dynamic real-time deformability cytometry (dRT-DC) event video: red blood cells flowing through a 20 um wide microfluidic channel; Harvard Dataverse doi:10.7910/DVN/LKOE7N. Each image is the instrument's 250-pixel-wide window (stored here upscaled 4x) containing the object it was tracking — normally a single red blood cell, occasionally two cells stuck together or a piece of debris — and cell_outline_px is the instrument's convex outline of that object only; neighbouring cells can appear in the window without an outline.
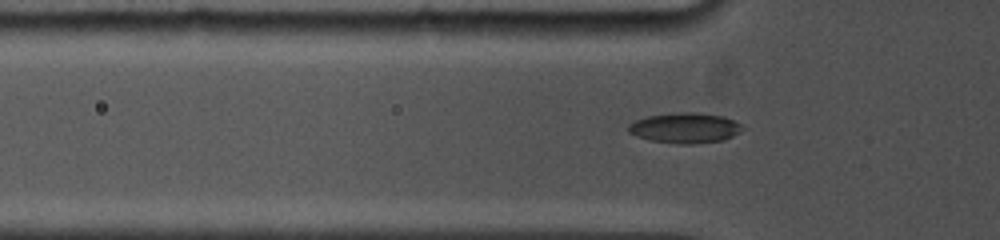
{"species": "common noctule bat (a hibernating species)", "species_latin": "Nyctalus noctula", "temperature_condition": "cold", "stored_images_in_passage": 54, "camera_frame_rate_fps": 5000, "um_per_image_px": 0.085, "animal": {"sex": "female", "body_mass_g": 19.0, "forearm_length_mm": 53.3}, "frame": {"image": 1, "passage_image": 4, "time_ms": 0.6, "image_size_px": [1000, 240], "cell_outline_px": [[744, 128], [740, 132], [724, 140], [692, 144], [680, 144], [648, 140], [636, 136], [628, 132], [628, 124], [636, 120], [648, 116], [684, 112], [692, 112], [724, 116], [740, 124]], "centroid_in_image_um": [58.21, 10.88], "position_along_channel_um": 67.6, "area_um2": 20.06}}
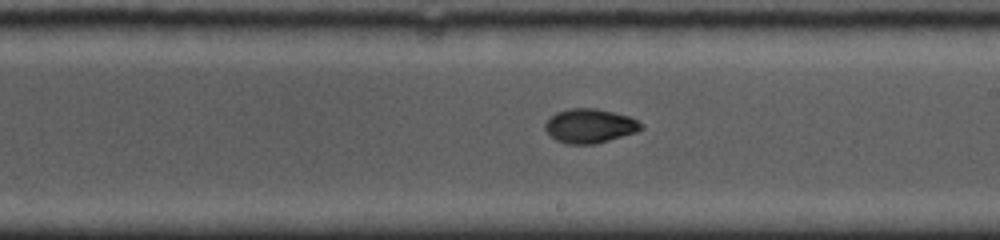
{"frame": {"image": 2, "passage_image": 26, "time_ms": 5.0, "image_size_px": [1000, 240], "cell_outline_px": [[644, 128], [636, 132], [596, 144], [568, 144], [556, 140], [544, 128], [544, 124], [556, 112], [572, 108], [596, 108], [628, 116], [644, 124]], "centroid_in_image_um": [50.15, 10.7], "position_along_channel_um": 238.9, "area_um2": 19.02}}
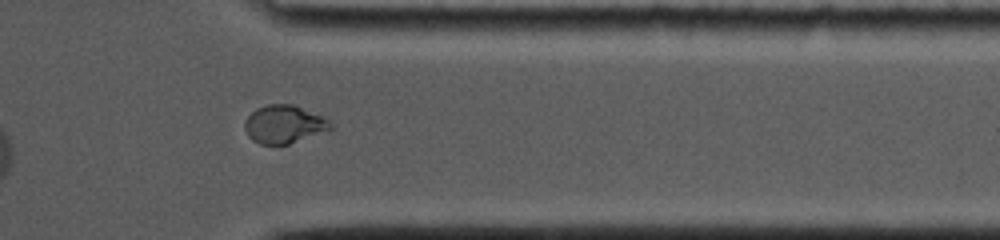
{"frame": {"image": 3, "passage_image": 45, "time_ms": 8.8, "image_size_px": [1000, 240], "cell_outline_px": [[332, 128], [288, 144], [260, 144], [252, 140], [248, 136], [244, 128], [244, 120], [256, 108], [268, 104], [292, 104], [320, 116], [328, 120], [332, 124]], "centroid_in_image_um": [24.07, 10.56], "position_along_channel_um": 387.3, "area_um2": 18.67}}